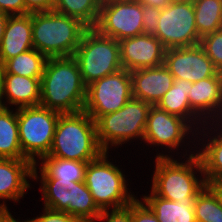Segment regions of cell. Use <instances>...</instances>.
I'll return each instance as SVG.
<instances>
[{
    "instance_id": "obj_38",
    "label": "cell",
    "mask_w": 222,
    "mask_h": 222,
    "mask_svg": "<svg viewBox=\"0 0 222 222\" xmlns=\"http://www.w3.org/2000/svg\"><path fill=\"white\" fill-rule=\"evenodd\" d=\"M9 15L0 11V45L4 36L5 27L8 21Z\"/></svg>"
},
{
    "instance_id": "obj_18",
    "label": "cell",
    "mask_w": 222,
    "mask_h": 222,
    "mask_svg": "<svg viewBox=\"0 0 222 222\" xmlns=\"http://www.w3.org/2000/svg\"><path fill=\"white\" fill-rule=\"evenodd\" d=\"M33 48L32 13L9 16L0 45V64Z\"/></svg>"
},
{
    "instance_id": "obj_28",
    "label": "cell",
    "mask_w": 222,
    "mask_h": 222,
    "mask_svg": "<svg viewBox=\"0 0 222 222\" xmlns=\"http://www.w3.org/2000/svg\"><path fill=\"white\" fill-rule=\"evenodd\" d=\"M196 153L201 161L206 184L222 180V132L210 138L203 151Z\"/></svg>"
},
{
    "instance_id": "obj_14",
    "label": "cell",
    "mask_w": 222,
    "mask_h": 222,
    "mask_svg": "<svg viewBox=\"0 0 222 222\" xmlns=\"http://www.w3.org/2000/svg\"><path fill=\"white\" fill-rule=\"evenodd\" d=\"M122 68L134 71L164 64L166 48L156 36L140 34L119 41Z\"/></svg>"
},
{
    "instance_id": "obj_42",
    "label": "cell",
    "mask_w": 222,
    "mask_h": 222,
    "mask_svg": "<svg viewBox=\"0 0 222 222\" xmlns=\"http://www.w3.org/2000/svg\"><path fill=\"white\" fill-rule=\"evenodd\" d=\"M115 1H131V0H101V3H111Z\"/></svg>"
},
{
    "instance_id": "obj_16",
    "label": "cell",
    "mask_w": 222,
    "mask_h": 222,
    "mask_svg": "<svg viewBox=\"0 0 222 222\" xmlns=\"http://www.w3.org/2000/svg\"><path fill=\"white\" fill-rule=\"evenodd\" d=\"M130 76L133 98L151 105H157L174 82L173 75L164 64L131 71Z\"/></svg>"
},
{
    "instance_id": "obj_7",
    "label": "cell",
    "mask_w": 222,
    "mask_h": 222,
    "mask_svg": "<svg viewBox=\"0 0 222 222\" xmlns=\"http://www.w3.org/2000/svg\"><path fill=\"white\" fill-rule=\"evenodd\" d=\"M20 146L23 155L36 164L51 150L53 136L61 113L41 105L17 108Z\"/></svg>"
},
{
    "instance_id": "obj_4",
    "label": "cell",
    "mask_w": 222,
    "mask_h": 222,
    "mask_svg": "<svg viewBox=\"0 0 222 222\" xmlns=\"http://www.w3.org/2000/svg\"><path fill=\"white\" fill-rule=\"evenodd\" d=\"M187 159V163H180L168 155L157 156L151 187L156 196L175 202L195 201L206 182L204 178L199 181L194 174V170L199 171L201 176L203 174L198 155L191 154Z\"/></svg>"
},
{
    "instance_id": "obj_11",
    "label": "cell",
    "mask_w": 222,
    "mask_h": 222,
    "mask_svg": "<svg viewBox=\"0 0 222 222\" xmlns=\"http://www.w3.org/2000/svg\"><path fill=\"white\" fill-rule=\"evenodd\" d=\"M155 36L166 49L200 44L193 1L169 2L162 7Z\"/></svg>"
},
{
    "instance_id": "obj_13",
    "label": "cell",
    "mask_w": 222,
    "mask_h": 222,
    "mask_svg": "<svg viewBox=\"0 0 222 222\" xmlns=\"http://www.w3.org/2000/svg\"><path fill=\"white\" fill-rule=\"evenodd\" d=\"M164 65L174 79L192 83L214 75H222L200 44L166 49Z\"/></svg>"
},
{
    "instance_id": "obj_26",
    "label": "cell",
    "mask_w": 222,
    "mask_h": 222,
    "mask_svg": "<svg viewBox=\"0 0 222 222\" xmlns=\"http://www.w3.org/2000/svg\"><path fill=\"white\" fill-rule=\"evenodd\" d=\"M101 4V0H55L53 11L76 18L88 28H94Z\"/></svg>"
},
{
    "instance_id": "obj_8",
    "label": "cell",
    "mask_w": 222,
    "mask_h": 222,
    "mask_svg": "<svg viewBox=\"0 0 222 222\" xmlns=\"http://www.w3.org/2000/svg\"><path fill=\"white\" fill-rule=\"evenodd\" d=\"M107 152L88 163L84 183L100 210L128 206L135 197L128 193L126 180L118 167L108 161Z\"/></svg>"
},
{
    "instance_id": "obj_24",
    "label": "cell",
    "mask_w": 222,
    "mask_h": 222,
    "mask_svg": "<svg viewBox=\"0 0 222 222\" xmlns=\"http://www.w3.org/2000/svg\"><path fill=\"white\" fill-rule=\"evenodd\" d=\"M0 158L28 160L20 146L17 111L8 106L0 109Z\"/></svg>"
},
{
    "instance_id": "obj_27",
    "label": "cell",
    "mask_w": 222,
    "mask_h": 222,
    "mask_svg": "<svg viewBox=\"0 0 222 222\" xmlns=\"http://www.w3.org/2000/svg\"><path fill=\"white\" fill-rule=\"evenodd\" d=\"M193 4L201 38L222 28V0H193Z\"/></svg>"
},
{
    "instance_id": "obj_15",
    "label": "cell",
    "mask_w": 222,
    "mask_h": 222,
    "mask_svg": "<svg viewBox=\"0 0 222 222\" xmlns=\"http://www.w3.org/2000/svg\"><path fill=\"white\" fill-rule=\"evenodd\" d=\"M176 115L169 114L156 105H152L146 122L143 140L149 144L177 148L192 126Z\"/></svg>"
},
{
    "instance_id": "obj_2",
    "label": "cell",
    "mask_w": 222,
    "mask_h": 222,
    "mask_svg": "<svg viewBox=\"0 0 222 222\" xmlns=\"http://www.w3.org/2000/svg\"><path fill=\"white\" fill-rule=\"evenodd\" d=\"M103 152L96 122L85 111L59 115L49 156L89 163Z\"/></svg>"
},
{
    "instance_id": "obj_19",
    "label": "cell",
    "mask_w": 222,
    "mask_h": 222,
    "mask_svg": "<svg viewBox=\"0 0 222 222\" xmlns=\"http://www.w3.org/2000/svg\"><path fill=\"white\" fill-rule=\"evenodd\" d=\"M188 100L191 109L197 115H204L205 118H207L206 113L215 114L219 108L217 117L219 110H222V75H214L193 83Z\"/></svg>"
},
{
    "instance_id": "obj_35",
    "label": "cell",
    "mask_w": 222,
    "mask_h": 222,
    "mask_svg": "<svg viewBox=\"0 0 222 222\" xmlns=\"http://www.w3.org/2000/svg\"><path fill=\"white\" fill-rule=\"evenodd\" d=\"M0 11L8 14L9 16L25 15L30 13L26 9L24 0H0Z\"/></svg>"
},
{
    "instance_id": "obj_37",
    "label": "cell",
    "mask_w": 222,
    "mask_h": 222,
    "mask_svg": "<svg viewBox=\"0 0 222 222\" xmlns=\"http://www.w3.org/2000/svg\"><path fill=\"white\" fill-rule=\"evenodd\" d=\"M4 203L0 204V222H12L15 218H13Z\"/></svg>"
},
{
    "instance_id": "obj_43",
    "label": "cell",
    "mask_w": 222,
    "mask_h": 222,
    "mask_svg": "<svg viewBox=\"0 0 222 222\" xmlns=\"http://www.w3.org/2000/svg\"><path fill=\"white\" fill-rule=\"evenodd\" d=\"M182 1H193V0H169V2H182Z\"/></svg>"
},
{
    "instance_id": "obj_39",
    "label": "cell",
    "mask_w": 222,
    "mask_h": 222,
    "mask_svg": "<svg viewBox=\"0 0 222 222\" xmlns=\"http://www.w3.org/2000/svg\"><path fill=\"white\" fill-rule=\"evenodd\" d=\"M208 185L215 191V193L219 197V200L222 204V180H217V181L208 183Z\"/></svg>"
},
{
    "instance_id": "obj_34",
    "label": "cell",
    "mask_w": 222,
    "mask_h": 222,
    "mask_svg": "<svg viewBox=\"0 0 222 222\" xmlns=\"http://www.w3.org/2000/svg\"><path fill=\"white\" fill-rule=\"evenodd\" d=\"M145 204V205H144ZM132 222H159L149 206L138 199L132 201Z\"/></svg>"
},
{
    "instance_id": "obj_32",
    "label": "cell",
    "mask_w": 222,
    "mask_h": 222,
    "mask_svg": "<svg viewBox=\"0 0 222 222\" xmlns=\"http://www.w3.org/2000/svg\"><path fill=\"white\" fill-rule=\"evenodd\" d=\"M111 213V214H110ZM101 210V213L95 220H107L106 222H132V202L125 207Z\"/></svg>"
},
{
    "instance_id": "obj_1",
    "label": "cell",
    "mask_w": 222,
    "mask_h": 222,
    "mask_svg": "<svg viewBox=\"0 0 222 222\" xmlns=\"http://www.w3.org/2000/svg\"><path fill=\"white\" fill-rule=\"evenodd\" d=\"M40 88L41 106L61 114L83 111L87 86L73 56L48 58Z\"/></svg>"
},
{
    "instance_id": "obj_6",
    "label": "cell",
    "mask_w": 222,
    "mask_h": 222,
    "mask_svg": "<svg viewBox=\"0 0 222 222\" xmlns=\"http://www.w3.org/2000/svg\"><path fill=\"white\" fill-rule=\"evenodd\" d=\"M151 104L139 99H130L119 110L105 114L96 121L97 139L100 147L107 152L109 143L122 145L125 141L143 140Z\"/></svg>"
},
{
    "instance_id": "obj_10",
    "label": "cell",
    "mask_w": 222,
    "mask_h": 222,
    "mask_svg": "<svg viewBox=\"0 0 222 222\" xmlns=\"http://www.w3.org/2000/svg\"><path fill=\"white\" fill-rule=\"evenodd\" d=\"M132 98L130 71L122 68L87 86L83 111L96 122L101 116L119 110Z\"/></svg>"
},
{
    "instance_id": "obj_9",
    "label": "cell",
    "mask_w": 222,
    "mask_h": 222,
    "mask_svg": "<svg viewBox=\"0 0 222 222\" xmlns=\"http://www.w3.org/2000/svg\"><path fill=\"white\" fill-rule=\"evenodd\" d=\"M41 180L44 207L69 213L84 222H95L101 213L84 181Z\"/></svg>"
},
{
    "instance_id": "obj_30",
    "label": "cell",
    "mask_w": 222,
    "mask_h": 222,
    "mask_svg": "<svg viewBox=\"0 0 222 222\" xmlns=\"http://www.w3.org/2000/svg\"><path fill=\"white\" fill-rule=\"evenodd\" d=\"M200 45L219 72H222V28L203 36Z\"/></svg>"
},
{
    "instance_id": "obj_33",
    "label": "cell",
    "mask_w": 222,
    "mask_h": 222,
    "mask_svg": "<svg viewBox=\"0 0 222 222\" xmlns=\"http://www.w3.org/2000/svg\"><path fill=\"white\" fill-rule=\"evenodd\" d=\"M45 211L40 217H36L28 222H84L83 220L71 216L69 213L56 211L47 207H44Z\"/></svg>"
},
{
    "instance_id": "obj_5",
    "label": "cell",
    "mask_w": 222,
    "mask_h": 222,
    "mask_svg": "<svg viewBox=\"0 0 222 222\" xmlns=\"http://www.w3.org/2000/svg\"><path fill=\"white\" fill-rule=\"evenodd\" d=\"M73 57L76 59L86 86L120 69V44L111 37L88 28Z\"/></svg>"
},
{
    "instance_id": "obj_41",
    "label": "cell",
    "mask_w": 222,
    "mask_h": 222,
    "mask_svg": "<svg viewBox=\"0 0 222 222\" xmlns=\"http://www.w3.org/2000/svg\"><path fill=\"white\" fill-rule=\"evenodd\" d=\"M141 2L146 3L148 5L162 8L169 3V0H141Z\"/></svg>"
},
{
    "instance_id": "obj_36",
    "label": "cell",
    "mask_w": 222,
    "mask_h": 222,
    "mask_svg": "<svg viewBox=\"0 0 222 222\" xmlns=\"http://www.w3.org/2000/svg\"><path fill=\"white\" fill-rule=\"evenodd\" d=\"M26 9L30 12L52 11L55 0H24Z\"/></svg>"
},
{
    "instance_id": "obj_44",
    "label": "cell",
    "mask_w": 222,
    "mask_h": 222,
    "mask_svg": "<svg viewBox=\"0 0 222 222\" xmlns=\"http://www.w3.org/2000/svg\"><path fill=\"white\" fill-rule=\"evenodd\" d=\"M12 222H19V221H16V219H14ZM22 222H28V221H25V220H24V221H22Z\"/></svg>"
},
{
    "instance_id": "obj_25",
    "label": "cell",
    "mask_w": 222,
    "mask_h": 222,
    "mask_svg": "<svg viewBox=\"0 0 222 222\" xmlns=\"http://www.w3.org/2000/svg\"><path fill=\"white\" fill-rule=\"evenodd\" d=\"M47 57L35 48L18 54L3 64L4 74H16L29 78H42Z\"/></svg>"
},
{
    "instance_id": "obj_29",
    "label": "cell",
    "mask_w": 222,
    "mask_h": 222,
    "mask_svg": "<svg viewBox=\"0 0 222 222\" xmlns=\"http://www.w3.org/2000/svg\"><path fill=\"white\" fill-rule=\"evenodd\" d=\"M194 211L196 222H222V204L208 184L197 194Z\"/></svg>"
},
{
    "instance_id": "obj_23",
    "label": "cell",
    "mask_w": 222,
    "mask_h": 222,
    "mask_svg": "<svg viewBox=\"0 0 222 222\" xmlns=\"http://www.w3.org/2000/svg\"><path fill=\"white\" fill-rule=\"evenodd\" d=\"M41 179H61L72 182L85 180L88 162L63 159L45 155L40 158Z\"/></svg>"
},
{
    "instance_id": "obj_31",
    "label": "cell",
    "mask_w": 222,
    "mask_h": 222,
    "mask_svg": "<svg viewBox=\"0 0 222 222\" xmlns=\"http://www.w3.org/2000/svg\"><path fill=\"white\" fill-rule=\"evenodd\" d=\"M143 10V34L156 35L161 8L142 3Z\"/></svg>"
},
{
    "instance_id": "obj_20",
    "label": "cell",
    "mask_w": 222,
    "mask_h": 222,
    "mask_svg": "<svg viewBox=\"0 0 222 222\" xmlns=\"http://www.w3.org/2000/svg\"><path fill=\"white\" fill-rule=\"evenodd\" d=\"M41 78H29L16 74H4L3 96L11 105L30 107L40 105Z\"/></svg>"
},
{
    "instance_id": "obj_12",
    "label": "cell",
    "mask_w": 222,
    "mask_h": 222,
    "mask_svg": "<svg viewBox=\"0 0 222 222\" xmlns=\"http://www.w3.org/2000/svg\"><path fill=\"white\" fill-rule=\"evenodd\" d=\"M141 0L102 3L95 29L116 41L143 34Z\"/></svg>"
},
{
    "instance_id": "obj_21",
    "label": "cell",
    "mask_w": 222,
    "mask_h": 222,
    "mask_svg": "<svg viewBox=\"0 0 222 222\" xmlns=\"http://www.w3.org/2000/svg\"><path fill=\"white\" fill-rule=\"evenodd\" d=\"M151 193L149 196H144L143 200L159 222H196L194 201L175 202Z\"/></svg>"
},
{
    "instance_id": "obj_3",
    "label": "cell",
    "mask_w": 222,
    "mask_h": 222,
    "mask_svg": "<svg viewBox=\"0 0 222 222\" xmlns=\"http://www.w3.org/2000/svg\"><path fill=\"white\" fill-rule=\"evenodd\" d=\"M88 27L80 20L57 13H32L33 47L47 58L73 56Z\"/></svg>"
},
{
    "instance_id": "obj_22",
    "label": "cell",
    "mask_w": 222,
    "mask_h": 222,
    "mask_svg": "<svg viewBox=\"0 0 222 222\" xmlns=\"http://www.w3.org/2000/svg\"><path fill=\"white\" fill-rule=\"evenodd\" d=\"M193 83L183 79H174L172 87L163 95L157 103L160 109L169 114L179 116L191 124L192 119H198V116L190 107L188 95L192 89ZM193 114V115H192ZM194 116L195 118H192ZM189 118V119H188ZM191 119V120H190Z\"/></svg>"
},
{
    "instance_id": "obj_17",
    "label": "cell",
    "mask_w": 222,
    "mask_h": 222,
    "mask_svg": "<svg viewBox=\"0 0 222 222\" xmlns=\"http://www.w3.org/2000/svg\"><path fill=\"white\" fill-rule=\"evenodd\" d=\"M36 167L30 160L0 158V199L19 201L30 187L26 178L37 179Z\"/></svg>"
},
{
    "instance_id": "obj_40",
    "label": "cell",
    "mask_w": 222,
    "mask_h": 222,
    "mask_svg": "<svg viewBox=\"0 0 222 222\" xmlns=\"http://www.w3.org/2000/svg\"><path fill=\"white\" fill-rule=\"evenodd\" d=\"M3 77H4V69H3V65L0 64V109L6 107L5 103H2V100L4 98L3 96Z\"/></svg>"
}]
</instances>
